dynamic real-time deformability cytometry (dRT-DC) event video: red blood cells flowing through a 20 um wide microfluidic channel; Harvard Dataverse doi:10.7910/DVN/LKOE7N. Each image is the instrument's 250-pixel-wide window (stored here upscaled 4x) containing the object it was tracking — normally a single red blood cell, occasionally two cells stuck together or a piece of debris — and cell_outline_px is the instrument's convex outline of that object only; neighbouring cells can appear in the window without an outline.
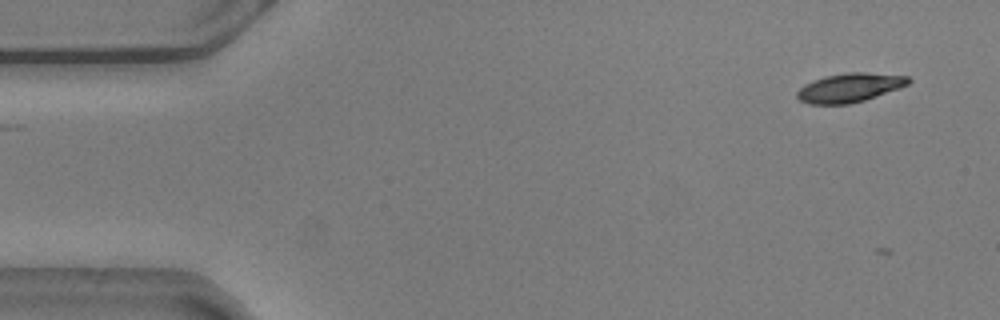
{"species": "common noctule bat (a hibernating species)", "species_latin": "Nyctalus noctula", "temperature_condition": "warm", "stored_images_in_passage": 5, "camera_frame_rate_fps": 3000, "um_per_image_px": 0.085, "animal": {"sex": "male", "body_mass_g": 20.5, "forearm_length_mm": 52.5}, "frame": {"image": 1, "passage_image": 3, "time_ms": 0.667, "image_size_px": [1000, 320], "cell_outline_px": [[912, 80], [908, 84], [900, 88], [864, 100], [848, 104], [808, 104], [800, 100], [796, 96], [796, 92], [804, 84], [812, 80], [824, 76], [848, 72], [864, 72], [908, 76]], "centroid_in_image_um": [72.2, 7.44], "position_along_channel_um": 12.8, "area_um2": 18.84}}